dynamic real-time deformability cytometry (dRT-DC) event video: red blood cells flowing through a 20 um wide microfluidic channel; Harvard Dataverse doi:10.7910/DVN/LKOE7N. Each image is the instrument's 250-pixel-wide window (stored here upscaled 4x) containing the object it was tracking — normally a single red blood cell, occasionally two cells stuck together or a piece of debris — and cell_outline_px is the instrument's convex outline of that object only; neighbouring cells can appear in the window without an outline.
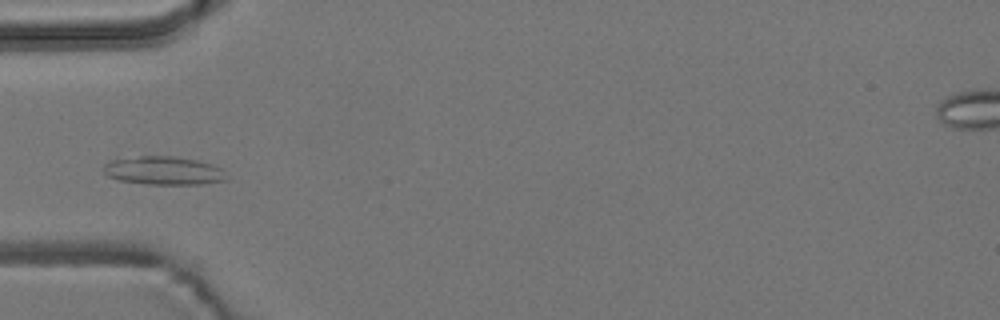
{"species": "common noctule bat (a hibernating species)", "species_latin": "Nyctalus noctula", "temperature_condition": "room temperature", "stored_images_in_passage": 5, "camera_frame_rate_fps": 3000, "um_per_image_px": 0.085, "animal": {"sex": "male", "body_mass_g": 19.2, "forearm_length_mm": 51.8}, "frame": {"image": 1, "passage_image": 5, "time_ms": 4.667, "image_size_px": [1000, 320], "cell_outline_px": [[228, 180], [200, 184], [144, 184], [120, 180], [108, 176], [100, 168], [104, 164], [112, 160], [140, 156], [176, 156], [200, 160], [212, 164], [220, 168]], "centroid_in_image_um": [13.89, 14.5], "position_along_channel_um": 71.1, "area_um2": 20.4}}